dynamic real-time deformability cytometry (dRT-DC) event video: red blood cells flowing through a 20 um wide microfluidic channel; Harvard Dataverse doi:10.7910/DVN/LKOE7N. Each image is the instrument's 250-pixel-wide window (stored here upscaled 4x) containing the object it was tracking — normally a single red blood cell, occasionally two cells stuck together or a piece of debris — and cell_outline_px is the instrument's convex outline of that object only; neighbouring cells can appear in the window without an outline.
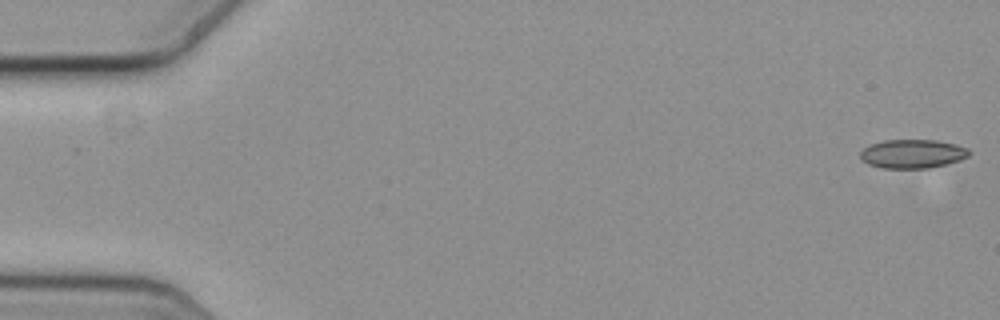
{"species": "common noctule bat (a hibernating species)", "species_latin": "Nyctalus noctula", "temperature_condition": "cold", "stored_images_in_passage": 58, "camera_frame_rate_fps": 3000, "um_per_image_px": 0.085, "animal": {"sex": "female", "body_mass_g": 19.3, "forearm_length_mm": 54.1}, "frame": {"image": 1, "passage_image": 1, "time_ms": 0.0, "image_size_px": [1000, 320], "cell_outline_px": [[972, 152], [968, 156], [960, 160], [928, 168], [880, 168], [868, 164], [860, 156], [860, 152], [864, 148], [872, 144], [884, 140], [936, 140], [956, 144], [968, 148]], "centroid_in_image_um": [77.59, 13.07], "position_along_channel_um": 7.4, "area_um2": 18.21}}
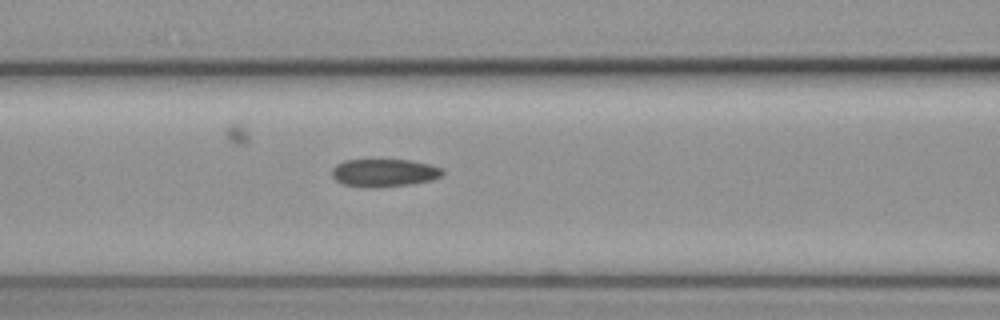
{"frame": {"image": 2, "passage_image": 24, "time_ms": 7.667, "image_size_px": [1000, 320], "cell_outline_px": [[444, 172], [440, 176], [432, 180], [408, 184], [376, 188], [364, 188], [344, 184], [336, 180], [332, 176], [332, 168], [336, 164], [344, 160], [412, 160], [432, 164], [444, 168]], "centroid_in_image_um": [32.66, 14.68], "position_along_channel_um": 133.9, "area_um2": 18.15}}
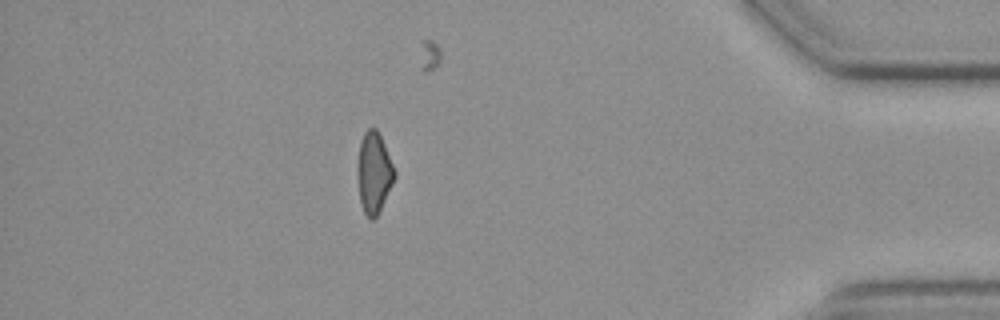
{"frame": {"image": 3, "passage_image": 50, "time_ms": 16.333, "image_size_px": [1000, 320], "cell_outline_px": [[396, 176], [380, 212], [372, 220], [364, 212], [360, 204], [356, 172], [356, 164], [360, 140], [364, 132], [368, 128], [376, 128], [384, 144], [396, 172]], "centroid_in_image_um": [31.76, 14.69], "position_along_channel_um": 403.4, "area_um2": 17.8}, "authors_computed_cell_mechanics": {"area_um2": 18.1492, "velocity_mm_per_s": 3.6506, "shape_relaxation_time_tau1_ms": null, "shape_relaxation_time_tau2_ms": 4.8545, "deformation_change_tau1": null, "deformation_change_tau2": 0.1223}}